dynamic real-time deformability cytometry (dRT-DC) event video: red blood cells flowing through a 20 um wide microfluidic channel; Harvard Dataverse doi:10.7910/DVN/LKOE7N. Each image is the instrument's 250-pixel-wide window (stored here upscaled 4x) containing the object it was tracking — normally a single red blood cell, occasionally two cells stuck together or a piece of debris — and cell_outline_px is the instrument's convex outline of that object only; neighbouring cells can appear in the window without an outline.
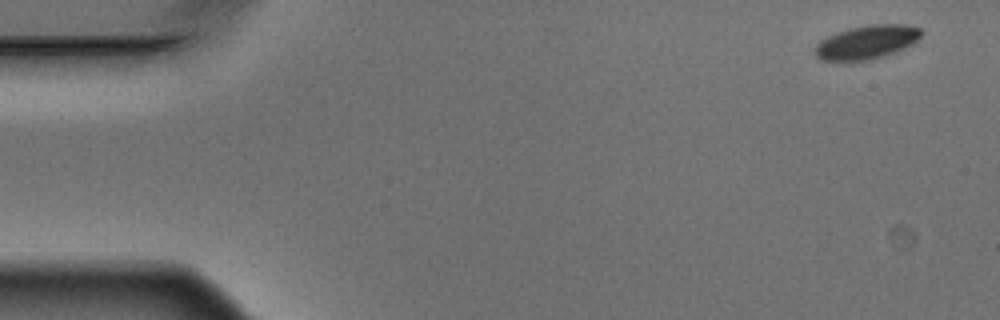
{"species": "Egyptian fruit bat (a non-hibernating species)", "species_latin": "Rousettus aegyptiacus", "temperature_condition": "warm", "stored_images_in_passage": 4, "camera_frame_rate_fps": 3000, "um_per_image_px": 0.085, "animal": {"sex": "male"}, "frame": {"image": 1, "passage_image": 1, "time_ms": 0.0, "image_size_px": [1000, 320], "cell_outline_px": [[924, 32], [912, 44], [896, 52], [872, 60], [820, 60], [816, 56], [816, 44], [820, 40], [836, 32], [848, 28], [872, 24], [908, 24], [920, 28]], "centroid_in_image_um": [73.7, 3.57], "position_along_channel_um": 11.3, "area_um2": 20.92}}
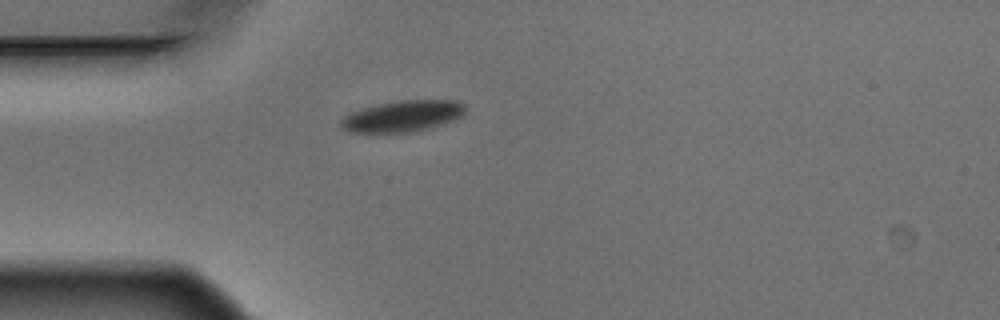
{"frame": {"image": 2, "passage_image": 4, "time_ms": 1.0, "image_size_px": [1000, 320], "cell_outline_px": [[464, 116], [428, 128], [412, 132], [348, 132], [340, 128], [340, 120], [348, 112], [360, 108], [400, 100], [456, 100], [464, 104]], "centroid_in_image_um": [34.17, 9.87], "position_along_channel_um": 50.8, "area_um2": 22.66}}